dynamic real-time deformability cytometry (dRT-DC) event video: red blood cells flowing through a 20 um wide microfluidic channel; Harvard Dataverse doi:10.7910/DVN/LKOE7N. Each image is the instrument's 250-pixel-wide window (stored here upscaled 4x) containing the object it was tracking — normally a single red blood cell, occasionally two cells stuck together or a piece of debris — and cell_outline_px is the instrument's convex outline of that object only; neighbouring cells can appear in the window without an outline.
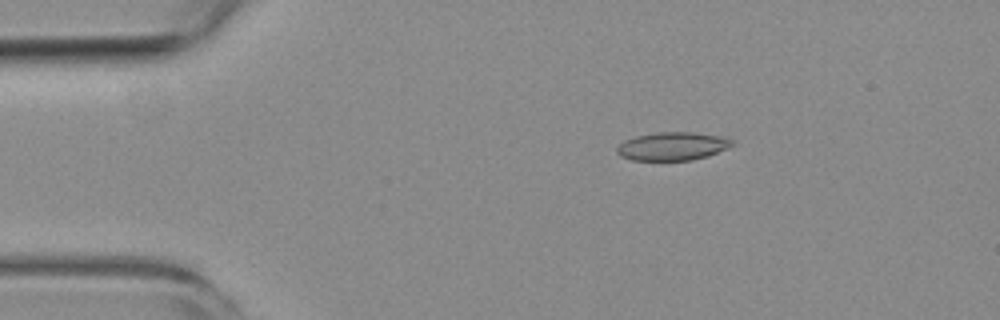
{"species": "common noctule bat (a hibernating species)", "species_latin": "Nyctalus noctula", "temperature_condition": "room temperature", "stored_images_in_passage": 4, "camera_frame_rate_fps": 3000, "um_per_image_px": 0.085, "animal": {"sex": "female", "body_mass_g": 19.3, "forearm_length_mm": 54.1}, "frame": {"image": 1, "passage_image": 3, "time_ms": 2.333, "image_size_px": [1000, 320], "cell_outline_px": [[736, 144], [728, 148], [708, 156], [692, 160], [632, 160], [620, 156], [616, 152], [616, 148], [624, 140], [636, 136], [656, 132], [692, 132], [724, 136], [732, 140]], "centroid_in_image_um": [57.18, 12.42], "position_along_channel_um": 27.8, "area_um2": 19.13}}